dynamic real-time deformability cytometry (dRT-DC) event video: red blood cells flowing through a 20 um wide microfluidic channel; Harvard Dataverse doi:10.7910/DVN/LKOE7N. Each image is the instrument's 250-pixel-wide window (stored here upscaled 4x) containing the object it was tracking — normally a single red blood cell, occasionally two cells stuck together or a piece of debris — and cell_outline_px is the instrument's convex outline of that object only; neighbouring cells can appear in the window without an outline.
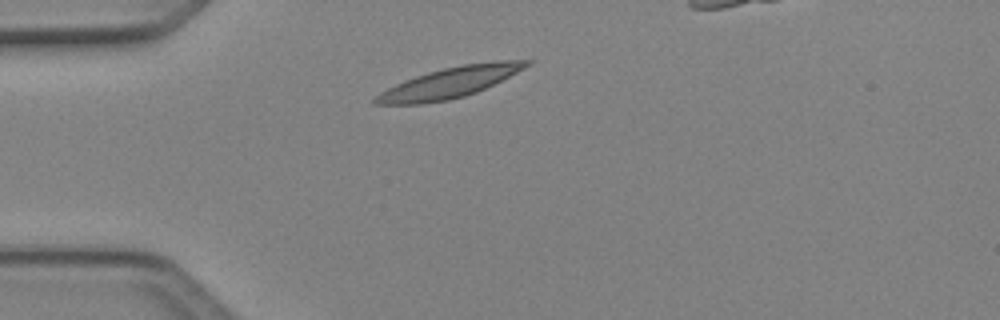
{"species": "Egyptian fruit bat (a non-hibernating species)", "species_latin": "Rousettus aegyptiacus", "temperature_condition": "cold", "stored_images_in_passage": 5, "camera_frame_rate_fps": 3000, "um_per_image_px": 0.085, "animal": {"sex": "female"}, "frame": {"image": 1, "passage_image": 2, "time_ms": 0.333, "image_size_px": [1000, 320], "cell_outline_px": [[532, 64], [476, 92], [464, 96], [448, 100], [424, 104], [372, 104], [372, 100], [380, 92], [404, 80], [428, 72], [444, 68], [464, 64], [496, 60], [532, 60]], "centroid_in_image_um": [38.19, 7.02], "position_along_channel_um": 46.8, "area_um2": 26.59}}
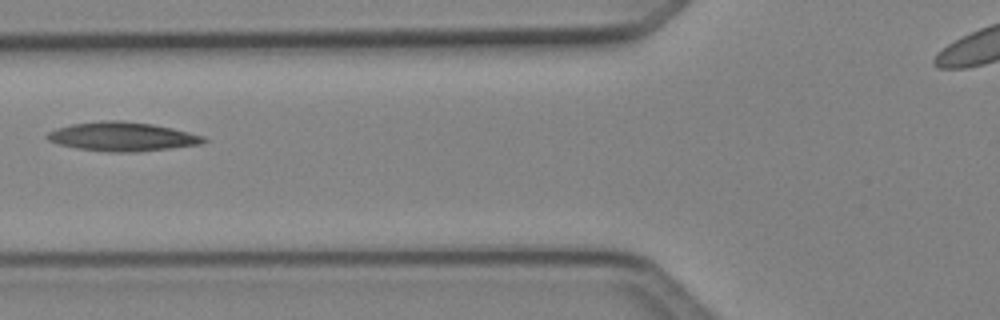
{"frame": {"image": 2, "passage_image": 4, "time_ms": 1.0, "image_size_px": [1000, 320], "cell_outline_px": [[208, 140], [200, 144], [140, 152], [108, 152], [76, 148], [60, 144], [48, 140], [44, 136], [48, 132], [56, 128], [72, 124], [108, 120], [120, 120], [152, 124], [172, 128], [204, 136]], "centroid_in_image_um": [10.38, 11.61], "position_along_channel_um": 115.4, "area_um2": 26.36}}
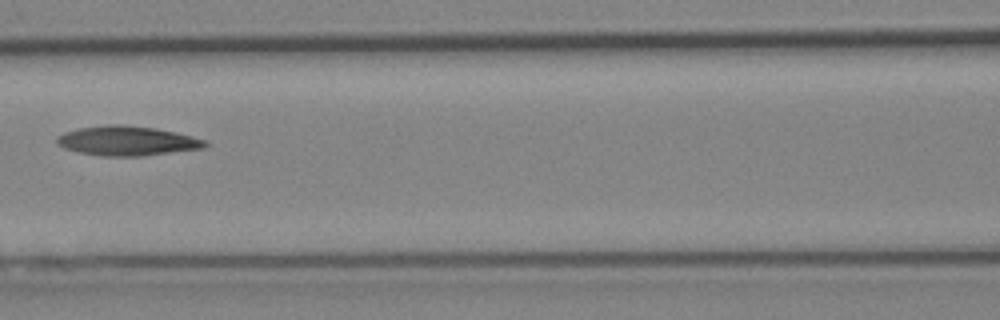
{"frame": {"image": 3, "passage_image": 5, "time_ms": 1.333, "image_size_px": [1000, 320], "cell_outline_px": [[208, 144], [204, 148], [144, 156], [100, 156], [80, 152], [64, 148], [56, 144], [56, 136], [64, 132], [80, 128], [108, 124], [120, 124], [156, 128], [176, 132], [192, 136], [204, 140]], "centroid_in_image_um": [10.79, 11.97], "position_along_channel_um": 155.8, "area_um2": 25.61}}